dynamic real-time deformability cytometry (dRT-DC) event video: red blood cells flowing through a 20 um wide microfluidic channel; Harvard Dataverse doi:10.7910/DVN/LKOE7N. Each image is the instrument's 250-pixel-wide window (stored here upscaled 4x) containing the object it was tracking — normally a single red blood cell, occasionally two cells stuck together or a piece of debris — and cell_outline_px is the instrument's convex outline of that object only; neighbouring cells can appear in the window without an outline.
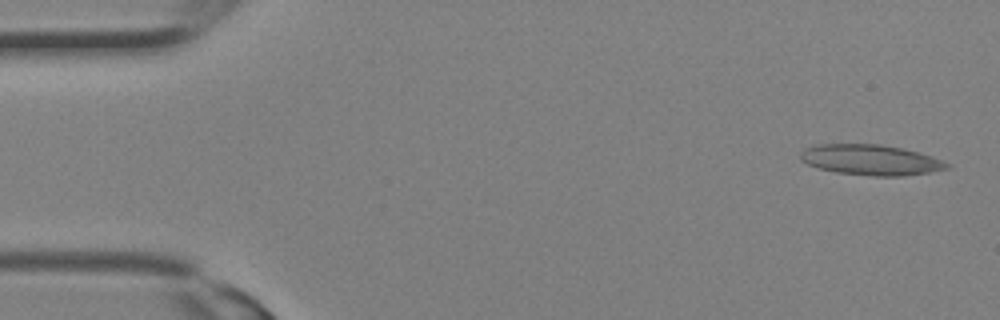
{"species": "Egyptian fruit bat (a non-hibernating species)", "species_latin": "Rousettus aegyptiacus", "temperature_condition": "room temperature", "stored_images_in_passage": 20, "camera_frame_rate_fps": 3000, "um_per_image_px": 0.085, "animal": {"sex": "female"}, "frame": {"image": 1, "passage_image": 1, "time_ms": 0.0, "image_size_px": [1000, 320], "cell_outline_px": [[952, 164], [948, 168], [928, 172], [904, 176], [872, 176], [836, 172], [820, 168], [808, 164], [800, 160], [800, 152], [804, 148], [816, 144], [880, 144], [900, 148], [932, 156]], "centroid_in_image_um": [73.99, 13.59], "position_along_channel_um": 11.0, "area_um2": 25.95}}
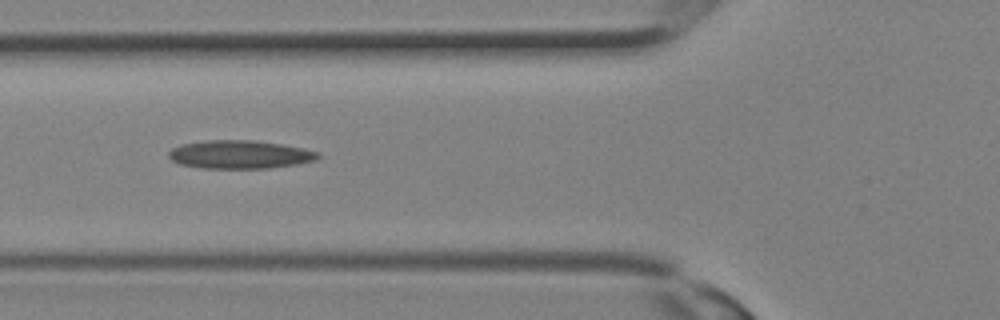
{"frame": {"image": 2, "passage_image": 11, "time_ms": 3.333, "image_size_px": [1000, 320], "cell_outline_px": [[320, 156], [316, 160], [296, 164], [268, 168], [204, 168], [180, 164], [172, 160], [168, 156], [168, 152], [172, 148], [180, 144], [208, 140], [256, 140], [304, 148], [320, 152]], "centroid_in_image_um": [20.39, 13.12], "position_along_channel_um": 105.4, "area_um2": 24.62}}
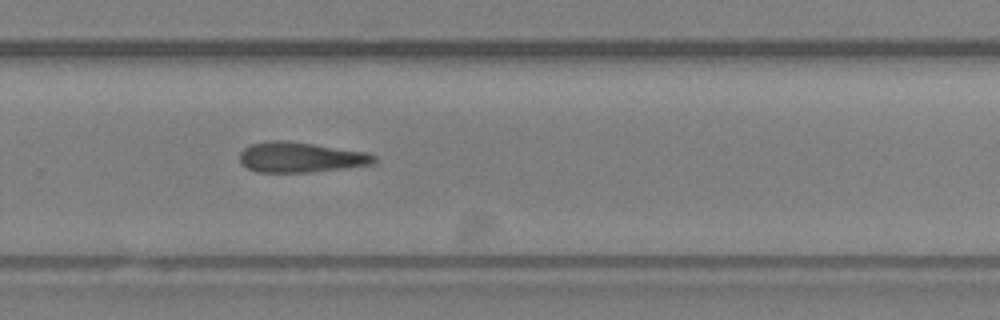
{"frame": {"image": 3, "passage_image": 20, "time_ms": 6.333, "image_size_px": [1000, 320], "cell_outline_px": [[376, 164], [344, 168], [308, 172], [256, 172], [248, 168], [240, 160], [240, 152], [244, 148], [252, 144], [280, 140], [312, 144], [364, 152], [376, 156]], "centroid_in_image_um": [25.57, 13.38], "position_along_channel_um": 304.2, "area_um2": 23.24}}